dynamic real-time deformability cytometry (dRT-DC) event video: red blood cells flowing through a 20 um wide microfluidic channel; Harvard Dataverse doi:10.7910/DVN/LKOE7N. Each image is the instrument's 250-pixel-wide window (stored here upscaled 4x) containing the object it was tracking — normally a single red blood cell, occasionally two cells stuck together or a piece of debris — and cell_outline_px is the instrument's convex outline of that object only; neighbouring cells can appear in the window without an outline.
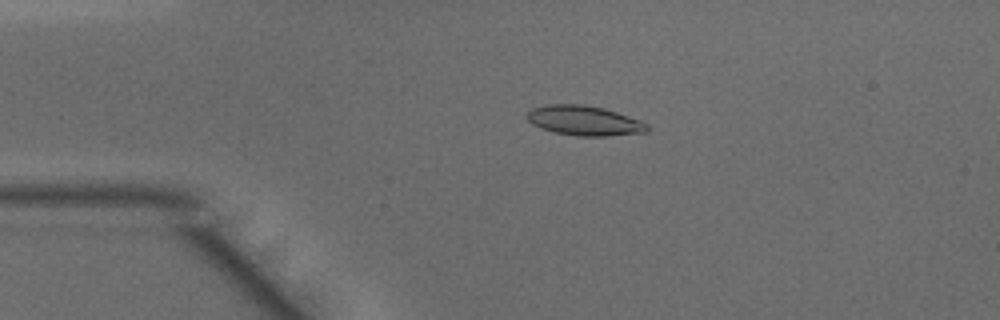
{"species": "common noctule bat (a hibernating species)", "species_latin": "Nyctalus noctula", "temperature_condition": "warm", "stored_images_in_passage": 44, "camera_frame_rate_fps": 3000, "um_per_image_px": 0.085, "animal": {"sex": "male", "body_mass_g": 15.6}, "frame": {"image": 1, "passage_image": 6, "time_ms": 1.667, "image_size_px": [1000, 320], "cell_outline_px": [[648, 128], [644, 132], [608, 136], [576, 136], [556, 132], [540, 128], [532, 124], [524, 116], [532, 108], [548, 104], [580, 104], [604, 108], [640, 120], [648, 124]], "centroid_in_image_um": [49.62, 10.25], "position_along_channel_um": 35.4, "area_um2": 20.81}}
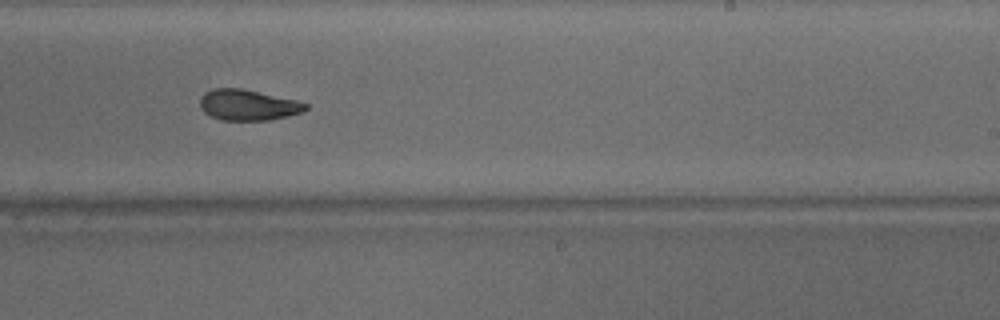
{"frame": {"image": 2, "passage_image": 25, "time_ms": 8.0, "image_size_px": [1000, 320], "cell_outline_px": [[308, 108], [304, 112], [288, 116], [268, 120], [220, 120], [204, 112], [200, 108], [200, 96], [204, 92], [216, 88], [240, 88], [296, 100], [308, 104]], "centroid_in_image_um": [21.07, 8.93], "position_along_channel_um": 267.9, "area_um2": 18.96}}
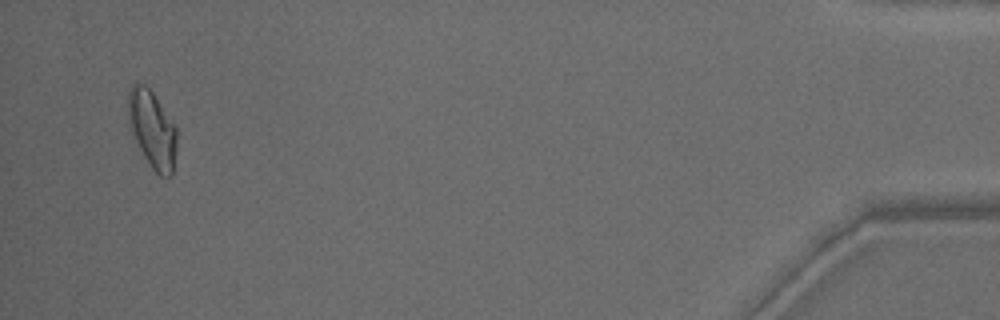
{"frame": {"image": 3, "passage_image": 42, "time_ms": 13.667, "image_size_px": [1000, 320], "cell_outline_px": [[176, 152], [172, 176], [160, 176], [152, 168], [144, 156], [132, 132], [128, 120], [128, 88], [132, 84], [144, 84], [152, 92], [176, 124]], "centroid_in_image_um": [12.95, 10.98], "position_along_channel_um": 422.2, "area_um2": 21.85}, "authors_computed_cell_mechanics": {"area_um2": 19.9988, "velocity_mm_per_s": 4.1965, "shape_relaxation_time_tau1_ms": 4.3938, "shape_relaxation_time_tau2_ms": 3.5675, "deformation_change_tau1": 0.1644, "deformation_change_tau2": 0.0875}}